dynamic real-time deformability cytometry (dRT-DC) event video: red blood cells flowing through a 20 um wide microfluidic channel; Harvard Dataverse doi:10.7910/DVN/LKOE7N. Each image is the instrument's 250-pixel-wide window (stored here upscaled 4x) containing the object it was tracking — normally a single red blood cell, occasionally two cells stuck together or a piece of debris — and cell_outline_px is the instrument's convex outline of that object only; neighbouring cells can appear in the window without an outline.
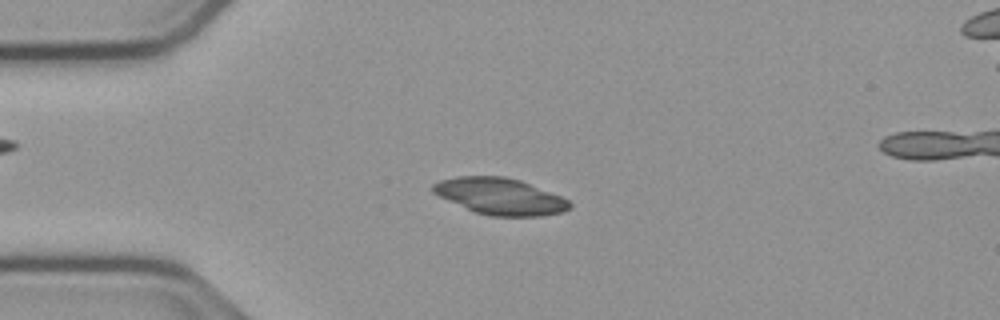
{"species": "common noctule bat (a hibernating species)", "species_latin": "Nyctalus noctula", "temperature_condition": "cold", "stored_images_in_passage": 55, "camera_frame_rate_fps": 3000, "um_per_image_px": 0.085, "animal": {"sex": "male", "body_mass_g": 23.1, "forearm_length_mm": 52.7}, "frame": {"image": 1, "passage_image": 13, "time_ms": 4.0, "image_size_px": [1000, 320], "cell_outline_px": [[572, 208], [564, 212], [540, 216], [492, 216], [476, 212], [448, 200], [432, 192], [432, 184], [440, 180], [456, 176], [504, 176], [520, 180], [560, 196], [568, 200], [572, 204]], "centroid_in_image_um": [42.52, 16.68], "position_along_channel_um": 42.5, "area_um2": 28.9}}
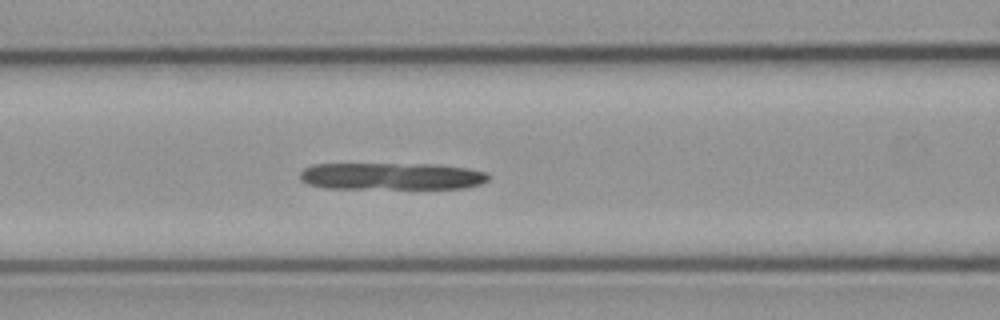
{"frame": {"image": 2, "passage_image": 22, "time_ms": 7.0, "image_size_px": [1000, 320], "cell_outline_px": [[488, 180], [480, 184], [464, 188], [324, 188], [308, 184], [300, 180], [300, 172], [304, 168], [312, 164], [440, 164], [468, 168], [488, 172]], "centroid_in_image_um": [33.28, 14.97], "position_along_channel_um": 133.3, "area_um2": 29.88}}
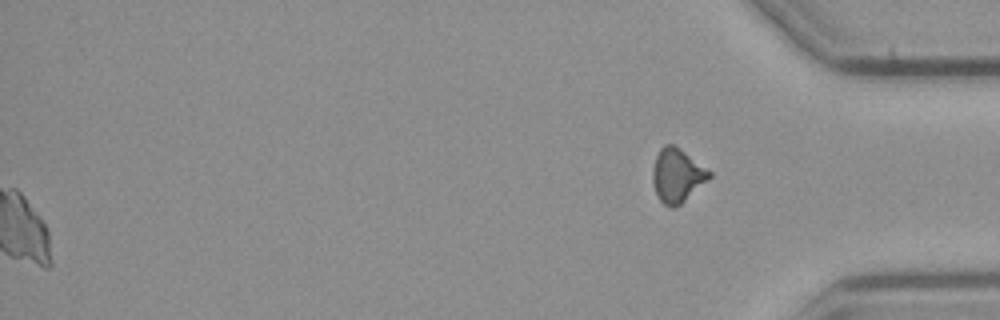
{"frame": {"image": 3, "passage_image": 55, "time_ms": 18.0, "image_size_px": [1000, 320], "cell_outline_px": [[712, 176], [708, 180], [676, 208], [668, 208], [656, 196], [652, 180], [652, 168], [656, 156], [660, 148], [664, 144], [672, 144], [680, 148], [712, 172]], "centroid_in_image_um": [57.54, 14.92], "position_along_channel_um": 377.7, "area_um2": 17.92}}